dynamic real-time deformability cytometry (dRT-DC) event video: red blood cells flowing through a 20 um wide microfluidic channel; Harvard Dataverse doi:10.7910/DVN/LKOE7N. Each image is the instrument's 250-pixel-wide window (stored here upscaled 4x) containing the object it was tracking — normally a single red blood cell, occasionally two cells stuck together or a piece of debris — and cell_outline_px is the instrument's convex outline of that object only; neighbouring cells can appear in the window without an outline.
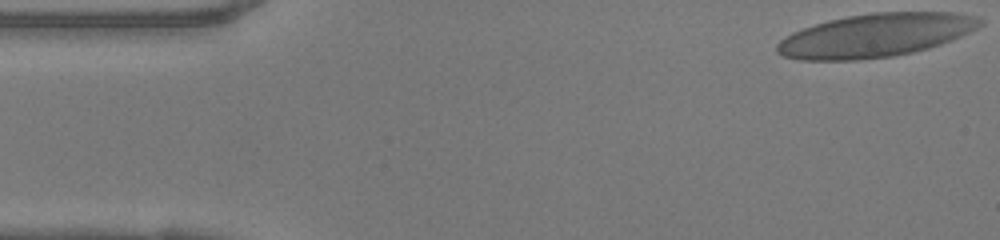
{"species": "human", "species_latin": "Homo sapiens", "temperature_condition": "warm", "stored_images_in_passage": 49, "camera_frame_rate_fps": 3000, "um_per_image_px": 0.085, "donor": {"sex": "female"}, "frame": {"image": 1, "passage_image": 1, "time_ms": 0.0, "image_size_px": [1000, 240], "cell_outline_px": [[984, 24], [952, 40], [928, 48], [912, 52], [892, 56], [856, 60], [800, 60], [784, 56], [776, 52], [776, 44], [784, 36], [792, 32], [828, 20], [848, 16], [872, 12], [956, 12], [976, 16], [984, 20]], "centroid_in_image_um": [74.42, 3.0], "position_along_channel_um": 10.6, "area_um2": 51.38}}
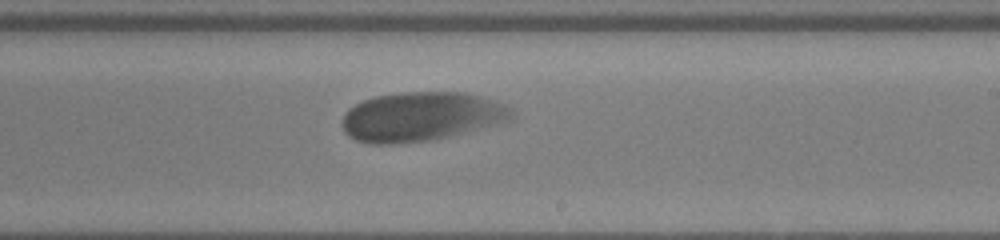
{"frame": {"image": 2, "passage_image": 28, "time_ms": 9.0, "image_size_px": [1000, 240], "cell_outline_px": [[516, 116], [512, 120], [448, 136], [428, 140], [392, 144], [368, 144], [356, 140], [348, 136], [344, 132], [344, 116], [348, 108], [364, 100], [376, 96], [404, 92], [464, 92], [480, 96], [504, 104], [512, 108]], "centroid_in_image_um": [35.81, 9.91], "position_along_channel_um": 253.2, "area_um2": 48.38}}
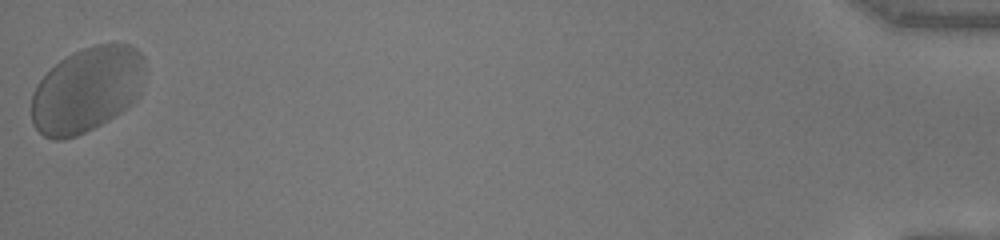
{"frame": {"image": 3, "passage_image": 49, "time_ms": 16.0, "image_size_px": [1000, 240], "cell_outline_px": [[144, 64], [140, 96], [132, 104], [108, 120], [76, 136], [64, 140], [56, 140], [44, 136], [32, 124], [32, 92], [36, 84], [60, 60], [72, 52], [96, 44], [128, 44], [136, 48], [144, 56]], "centroid_in_image_um": [7.39, 7.62], "position_along_channel_um": 427.8, "area_um2": 56.36}, "authors_computed_cell_mechanics": {"area_um2": 49.0722, "velocity_mm_per_s": 3.982, "shape_relaxation_time_tau1_ms": 3.7816, "shape_relaxation_time_tau2_ms": null, "deformation_change_tau1": 0.1702, "deformation_change_tau2": null}}